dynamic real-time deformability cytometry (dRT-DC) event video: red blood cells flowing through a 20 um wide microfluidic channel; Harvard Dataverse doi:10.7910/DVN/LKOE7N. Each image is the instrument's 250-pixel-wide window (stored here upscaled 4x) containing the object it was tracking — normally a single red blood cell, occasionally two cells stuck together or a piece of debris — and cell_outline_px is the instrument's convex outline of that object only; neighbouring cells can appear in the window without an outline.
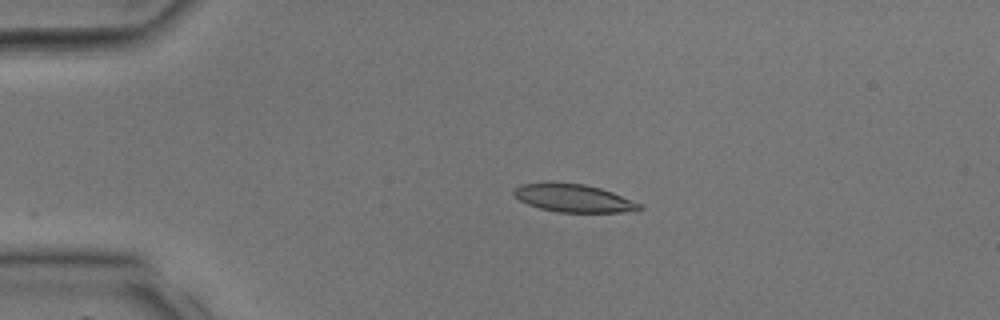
{"species": "common noctule bat (a hibernating species)", "species_latin": "Nyctalus noctula", "temperature_condition": "room temperature", "stored_images_in_passage": 31, "camera_frame_rate_fps": 3000, "um_per_image_px": 0.085, "animal": {"sex": "male", "body_mass_g": 17.9, "forearm_length_mm": 54.2}, "frame": {"image": 1, "passage_image": 1, "time_ms": 0.0, "image_size_px": [1000, 320], "cell_outline_px": [[644, 208], [636, 212], [556, 212], [540, 208], [528, 204], [520, 200], [512, 192], [520, 184], [544, 180], [552, 180], [584, 184], [600, 188], [612, 192], [640, 204]], "centroid_in_image_um": [48.71, 16.81], "position_along_channel_um": 36.3, "area_um2": 20.92}}
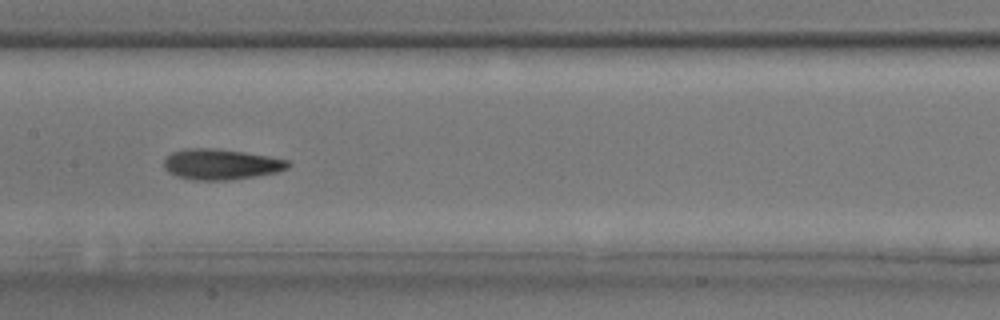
{"frame": {"image": 2, "passage_image": 12, "time_ms": 3.667, "image_size_px": [1000, 320], "cell_outline_px": [[292, 164], [288, 168], [276, 172], [252, 176], [224, 180], [192, 180], [176, 176], [168, 172], [164, 168], [164, 160], [172, 152], [184, 148], [220, 148], [268, 156], [288, 160]], "centroid_in_image_um": [18.75, 13.95], "position_along_channel_um": 188.6, "area_um2": 22.14}}
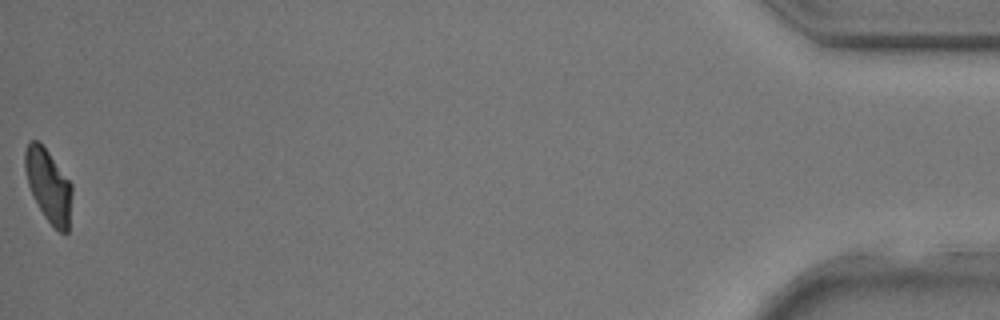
{"frame": {"image": 3, "passage_image": 31, "time_ms": 10.0, "image_size_px": [1000, 320], "cell_outline_px": [[72, 192], [68, 232], [60, 232], [44, 216], [28, 184], [24, 168], [24, 152], [28, 144], [32, 140], [40, 140], [72, 184]], "centroid_in_image_um": [4.12, 15.72], "position_along_channel_um": 431.1, "area_um2": 19.71}}